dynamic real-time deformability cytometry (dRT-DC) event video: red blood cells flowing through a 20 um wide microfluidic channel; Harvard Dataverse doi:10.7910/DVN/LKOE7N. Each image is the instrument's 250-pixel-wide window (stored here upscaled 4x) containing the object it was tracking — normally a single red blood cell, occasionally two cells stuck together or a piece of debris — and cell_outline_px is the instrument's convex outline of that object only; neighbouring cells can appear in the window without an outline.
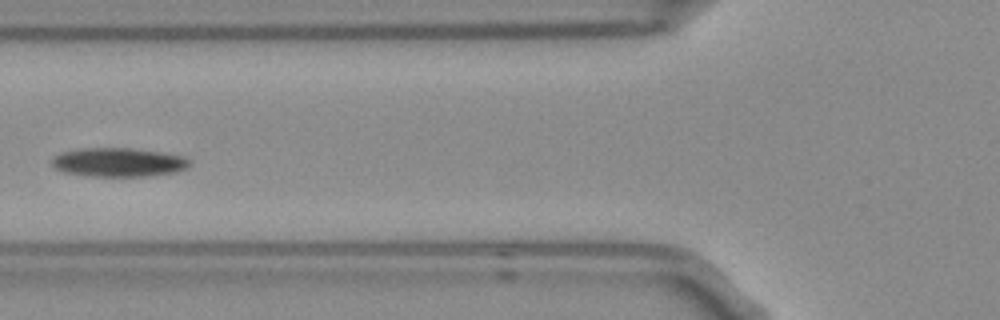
{"species": "Egyptian fruit bat (a non-hibernating species)", "species_latin": "Rousettus aegyptiacus", "temperature_condition": "room temperature", "stored_images_in_passage": 4, "camera_frame_rate_fps": 3000, "um_per_image_px": 0.085, "frame": {"image": 1, "passage_image": 4, "time_ms": 1.0, "image_size_px": [1000, 320], "cell_outline_px": [[188, 168], [176, 172], [148, 176], [88, 176], [64, 172], [56, 168], [52, 164], [52, 160], [60, 152], [80, 148], [132, 148], [160, 152], [184, 156], [188, 160]], "centroid_in_image_um": [10.07, 13.79], "position_along_channel_um": 115.7, "area_um2": 23.12}}